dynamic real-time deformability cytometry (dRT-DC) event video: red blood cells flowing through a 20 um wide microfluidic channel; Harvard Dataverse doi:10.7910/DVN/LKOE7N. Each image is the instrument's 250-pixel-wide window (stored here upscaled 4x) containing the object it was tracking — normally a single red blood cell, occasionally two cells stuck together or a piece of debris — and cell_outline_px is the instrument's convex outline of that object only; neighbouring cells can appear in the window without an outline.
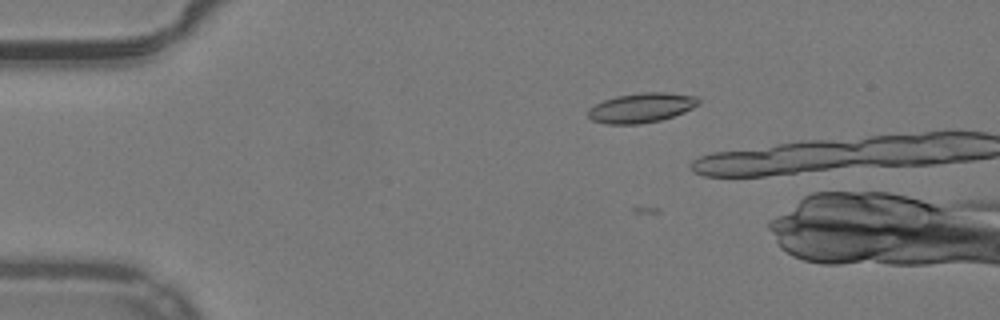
{"species": "common noctule bat (a hibernating species)", "species_latin": "Nyctalus noctula", "temperature_condition": "warm", "stored_images_in_passage": 15, "camera_frame_rate_fps": 3000, "um_per_image_px": 0.085, "animal": {"sex": "male", "body_mass_g": 19.2, "forearm_length_mm": 51.8}, "frame": {"image": 1, "passage_image": 13, "time_ms": 4.0, "image_size_px": [1000, 320], "cell_outline_px": [[700, 104], [684, 112], [660, 120], [640, 124], [608, 124], [592, 120], [588, 116], [588, 108], [604, 100], [616, 96], [640, 92], [664, 92], [696, 96], [700, 100]], "centroid_in_image_um": [54.52, 9.15], "position_along_channel_um": 30.5, "area_um2": 19.07}}